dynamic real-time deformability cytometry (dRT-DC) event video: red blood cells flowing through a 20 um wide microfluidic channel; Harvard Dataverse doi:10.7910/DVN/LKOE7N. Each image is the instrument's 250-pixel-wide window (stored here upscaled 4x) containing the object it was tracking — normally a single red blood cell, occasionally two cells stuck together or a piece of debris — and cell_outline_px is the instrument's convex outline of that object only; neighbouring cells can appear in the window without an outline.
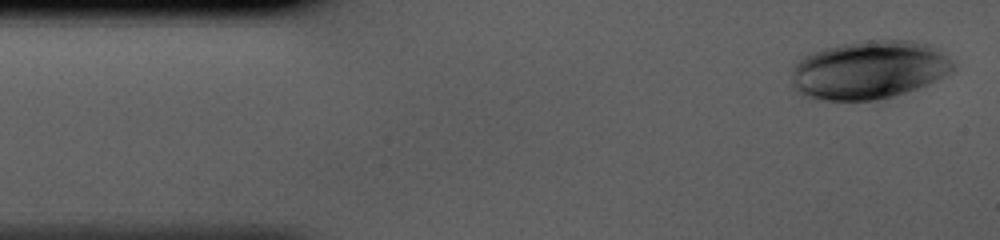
{"species": "human", "species_latin": "Homo sapiens", "temperature_condition": "cold", "stored_images_in_passage": 41, "camera_frame_rate_fps": 3000, "um_per_image_px": 0.085, "donor": {"sex": "male"}, "frame": {"image": 1, "passage_image": 1, "time_ms": 0.0, "image_size_px": [1000, 240], "cell_outline_px": [[952, 68], [948, 72], [936, 80], [928, 84], [892, 96], [876, 100], [816, 100], [800, 96], [792, 88], [792, 68], [804, 56], [812, 52], [824, 48], [840, 44], [864, 40], [912, 40], [928, 44], [936, 48], [948, 56], [952, 60]], "centroid_in_image_um": [73.8, 5.94], "position_along_channel_um": 11.2, "area_um2": 55.08}}
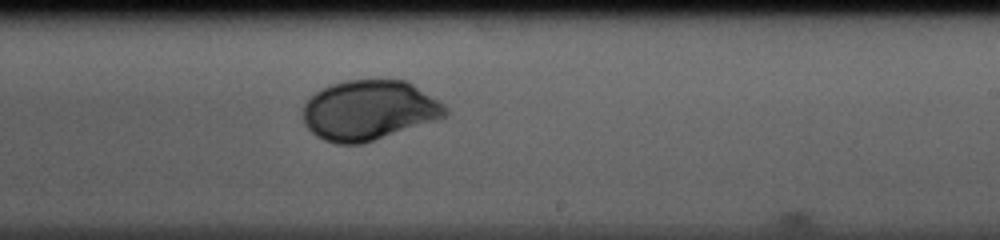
{"frame": {"image": 2, "passage_image": 24, "time_ms": 7.667, "image_size_px": [1000, 240], "cell_outline_px": [[448, 116], [436, 120], [360, 144], [336, 144], [324, 140], [316, 136], [304, 124], [304, 104], [320, 88], [332, 84], [348, 80], [408, 80], [444, 104], [448, 108]], "centroid_in_image_um": [31.38, 9.36], "position_along_channel_um": 257.6, "area_um2": 49.53}}
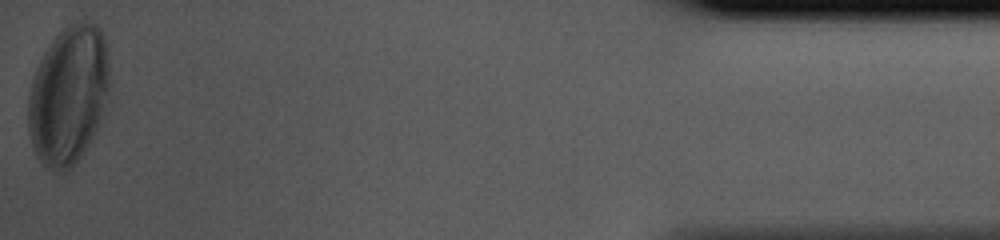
{"frame": {"image": 3, "passage_image": 41, "time_ms": 13.333, "image_size_px": [1000, 240], "cell_outline_px": [[108, 92], [100, 120], [88, 144], [72, 168], [64, 172], [52, 172], [44, 168], [40, 164], [36, 156], [32, 144], [28, 128], [28, 100], [32, 80], [36, 68], [44, 52], [52, 40], [68, 24], [80, 20], [84, 20], [96, 24], [104, 32], [108, 48]], "centroid_in_image_um": [5.81, 8.09], "position_along_channel_um": 429.4, "area_um2": 66.12}}